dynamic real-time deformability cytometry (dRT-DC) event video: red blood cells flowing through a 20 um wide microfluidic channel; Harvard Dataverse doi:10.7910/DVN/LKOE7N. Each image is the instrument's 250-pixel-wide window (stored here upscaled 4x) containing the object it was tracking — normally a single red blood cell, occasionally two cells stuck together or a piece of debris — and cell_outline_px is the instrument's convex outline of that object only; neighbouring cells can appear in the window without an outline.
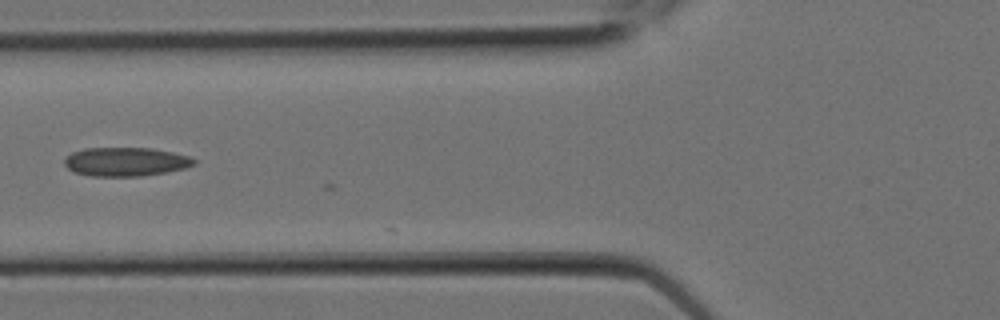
{"species": "Egyptian fruit bat (a non-hibernating species)", "species_latin": "Rousettus aegyptiacus", "temperature_condition": "room temperature", "stored_images_in_passage": 9, "camera_frame_rate_fps": 3000, "um_per_image_px": 0.085, "animal": {"sex": "female"}, "frame": {"image": 1, "passage_image": 6, "time_ms": 1.667, "image_size_px": [1000, 320], "cell_outline_px": [[196, 164], [184, 168], [164, 172], [140, 176], [88, 176], [72, 172], [64, 164], [64, 156], [72, 152], [84, 148], [152, 148], [172, 152], [188, 156], [196, 160]], "centroid_in_image_um": [10.62, 13.74], "position_along_channel_um": 115.2, "area_um2": 21.85}}
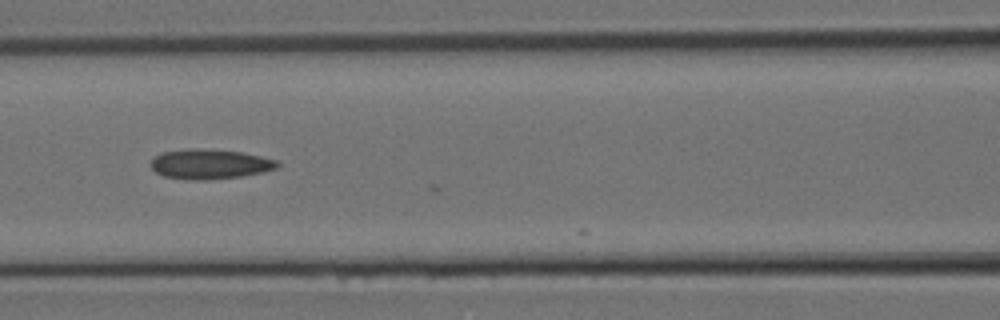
{"frame": {"image": 2, "passage_image": 7, "time_ms": 2.0, "image_size_px": [1000, 320], "cell_outline_px": [[280, 164], [276, 168], [264, 172], [240, 176], [204, 180], [196, 180], [164, 176], [156, 172], [148, 164], [156, 156], [164, 152], [244, 152], [280, 160]], "centroid_in_image_um": [17.93, 14.0], "position_along_channel_um": 148.7, "area_um2": 20.75}}
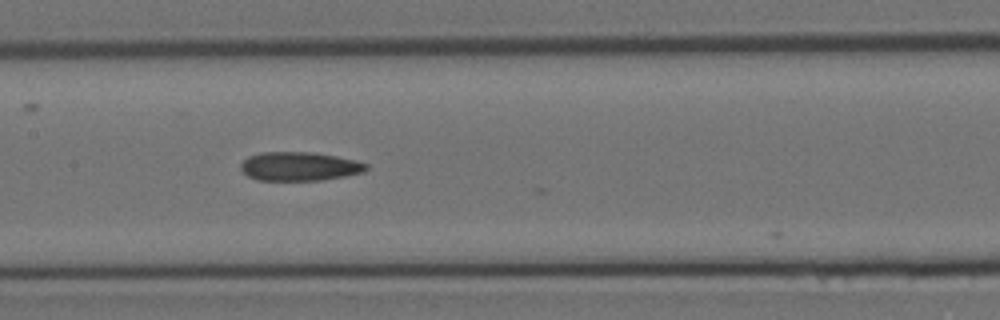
{"frame": {"image": 3, "passage_image": 8, "time_ms": 2.333, "image_size_px": [1000, 320], "cell_outline_px": [[368, 168], [364, 172], [344, 176], [320, 180], [256, 180], [248, 176], [240, 168], [240, 164], [248, 156], [260, 152], [312, 152], [336, 156], [356, 160], [368, 164]], "centroid_in_image_um": [25.44, 14.13], "position_along_channel_um": 182.0, "area_um2": 21.1}}